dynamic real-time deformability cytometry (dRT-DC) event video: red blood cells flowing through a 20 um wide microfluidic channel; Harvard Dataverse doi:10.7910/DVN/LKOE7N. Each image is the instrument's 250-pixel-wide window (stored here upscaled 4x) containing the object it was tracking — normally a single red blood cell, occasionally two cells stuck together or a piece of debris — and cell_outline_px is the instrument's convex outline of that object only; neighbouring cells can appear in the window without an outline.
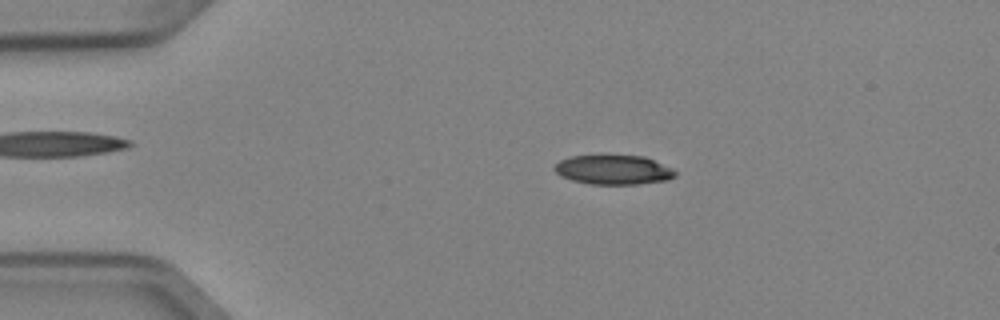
{"species": "Egyptian fruit bat (a non-hibernating species)", "species_latin": "Rousettus aegyptiacus", "temperature_condition": "cold", "stored_images_in_passage": 51, "camera_frame_rate_fps": 3000, "um_per_image_px": 0.085, "animal": {"sex": "female"}, "frame": {"image": 1, "passage_image": 10, "time_ms": 3.0, "image_size_px": [1000, 320], "cell_outline_px": [[676, 176], [668, 180], [640, 184], [588, 184], [572, 180], [560, 176], [552, 168], [560, 160], [568, 156], [604, 152], [608, 152], [644, 156], [672, 168], [676, 172]], "centroid_in_image_um": [52.1, 14.37], "position_along_channel_um": 32.9, "area_um2": 21.85}}
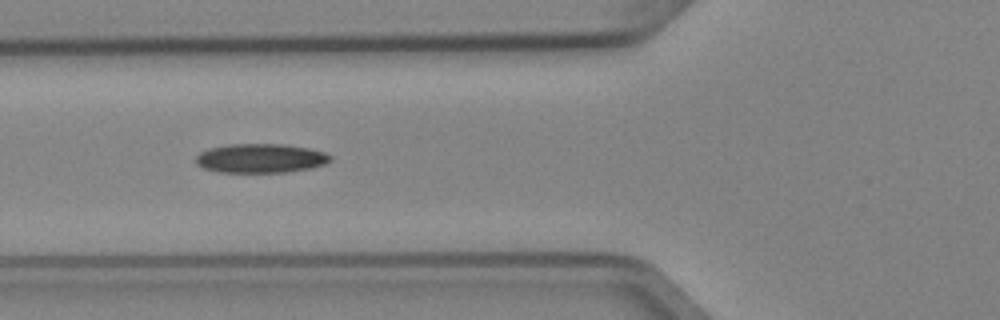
{"frame": {"image": 2, "passage_image": 19, "time_ms": 6.0, "image_size_px": [1000, 320], "cell_outline_px": [[332, 160], [324, 164], [312, 168], [284, 172], [220, 172], [204, 168], [196, 164], [196, 156], [200, 152], [212, 148], [228, 144], [284, 144], [308, 148], [324, 152], [332, 156]], "centroid_in_image_um": [22.17, 13.45], "position_along_channel_um": 103.6, "area_um2": 22.77}}
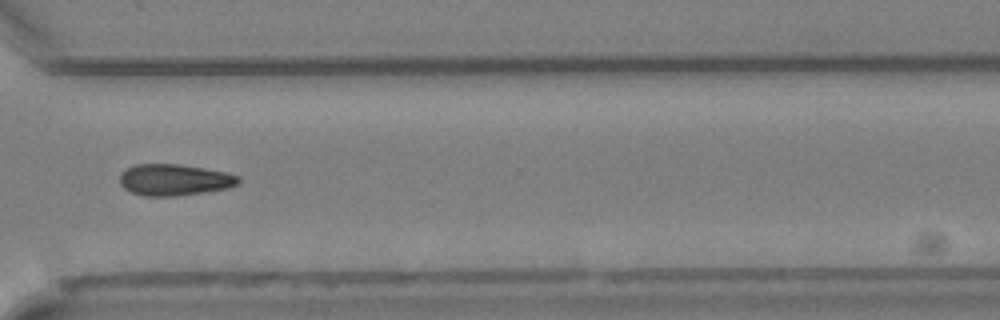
{"frame": {"image": 3, "passage_image": 38, "time_ms": 12.333, "image_size_px": [1000, 320], "cell_outline_px": [[240, 184], [228, 188], [204, 192], [176, 196], [144, 196], [132, 192], [124, 188], [120, 184], [120, 172], [136, 164], [180, 164], [224, 172], [240, 176]], "centroid_in_image_um": [14.82, 15.29], "position_along_channel_um": 355.8, "area_um2": 21.73}, "authors_computed_cell_mechanics": {"area_um2": 21.5016, "velocity_mm_per_s": 3.9693, "shape_relaxation_time_tau1_ms": 7.1461, "shape_relaxation_time_tau2_ms": null, "deformation_change_tau1": 0.0959, "deformation_change_tau2": null}}